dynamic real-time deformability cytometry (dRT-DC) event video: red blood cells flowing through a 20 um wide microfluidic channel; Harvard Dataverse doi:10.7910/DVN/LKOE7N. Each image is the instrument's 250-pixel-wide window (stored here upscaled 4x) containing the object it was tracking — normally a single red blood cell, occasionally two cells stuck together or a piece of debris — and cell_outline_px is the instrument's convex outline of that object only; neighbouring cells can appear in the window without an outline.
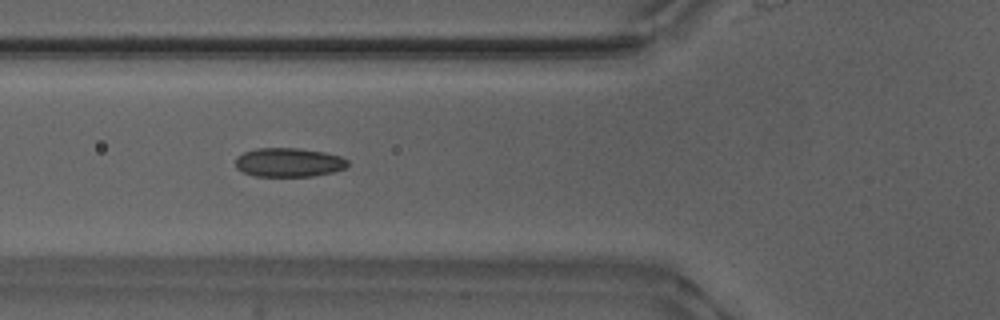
{"species": "Egyptian fruit bat (a non-hibernating species)", "species_latin": "Rousettus aegyptiacus", "temperature_condition": "warm", "stored_images_in_passage": 32, "camera_frame_rate_fps": 3000, "um_per_image_px": 0.085, "animal": {"sex": "male"}, "frame": {"image": 1, "passage_image": 7, "time_ms": 2.0, "image_size_px": [1000, 320], "cell_outline_px": [[348, 164], [344, 168], [332, 172], [312, 176], [256, 176], [244, 172], [236, 168], [236, 156], [244, 152], [256, 148], [300, 148], [324, 152], [340, 156], [348, 160]], "centroid_in_image_um": [24.53, 13.79], "position_along_channel_um": 101.3, "area_um2": 18.9}}
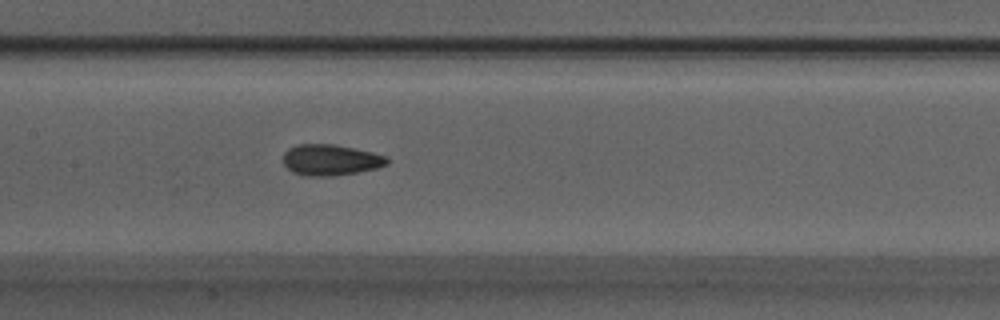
{"frame": {"image": 2, "passage_image": 13, "time_ms": 4.0, "image_size_px": [1000, 320], "cell_outline_px": [[388, 164], [376, 168], [356, 172], [332, 176], [304, 176], [292, 172], [284, 164], [284, 152], [288, 148], [296, 144], [332, 144], [372, 152], [388, 156]], "centroid_in_image_um": [28.08, 13.59], "position_along_channel_um": 179.3, "area_um2": 18.73}}
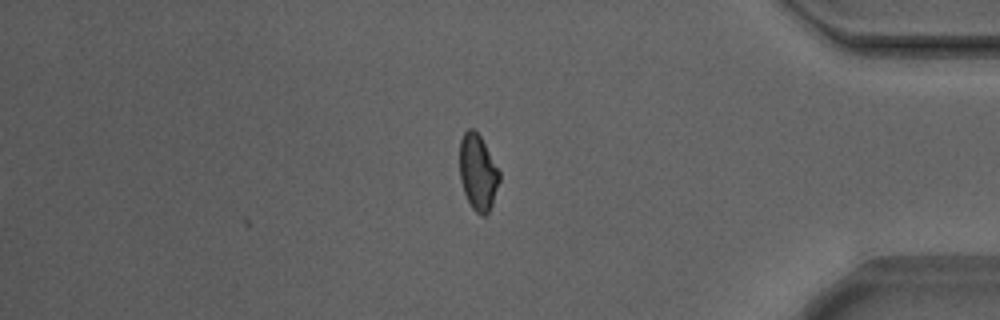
{"frame": {"image": 3, "passage_image": 32, "time_ms": 10.333, "image_size_px": [1000, 320], "cell_outline_px": [[500, 180], [492, 204], [488, 212], [484, 216], [480, 216], [472, 208], [464, 192], [460, 180], [460, 140], [464, 132], [468, 128], [472, 128], [480, 136], [500, 172]], "centroid_in_image_um": [40.62, 14.66], "position_along_channel_um": 394.6, "area_um2": 17.46}, "authors_computed_cell_mechanics": {"area_um2": 18.7561, "velocity_mm_per_s": 3.8893, "shape_relaxation_time_tau1_ms": 10.3026, "shape_relaxation_time_tau2_ms": 2.2633, "deformation_change_tau1": 0.2089, "deformation_change_tau2": 0.0721}}